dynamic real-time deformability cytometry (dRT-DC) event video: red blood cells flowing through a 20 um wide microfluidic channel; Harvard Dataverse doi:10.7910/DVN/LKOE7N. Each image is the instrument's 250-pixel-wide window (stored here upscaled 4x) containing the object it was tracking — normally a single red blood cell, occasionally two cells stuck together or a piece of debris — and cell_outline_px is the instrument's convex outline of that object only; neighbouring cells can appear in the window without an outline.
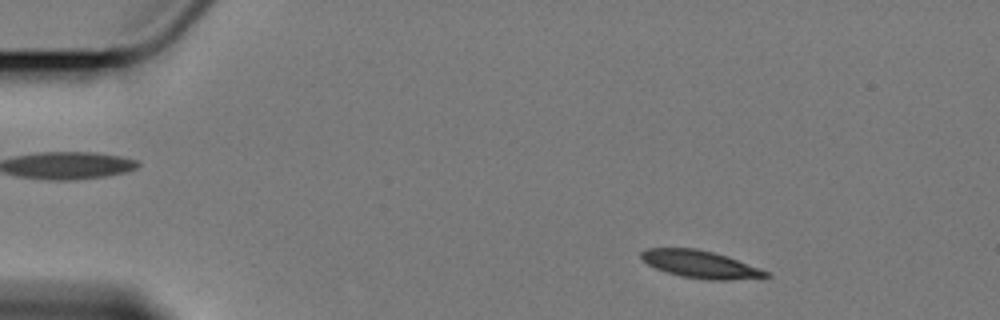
{"species": "Egyptian fruit bat (a non-hibernating species)", "species_latin": "Rousettus aegyptiacus", "temperature_condition": "cold", "stored_images_in_passage": 4, "camera_frame_rate_fps": 3000, "um_per_image_px": 0.085, "animal": {"sex": "female"}, "frame": {"image": 1, "passage_image": 2, "time_ms": 1.0, "image_size_px": [1000, 320], "cell_outline_px": [[772, 276], [728, 280], [708, 280], [684, 276], [668, 272], [656, 268], [648, 264], [640, 256], [640, 252], [648, 248], [696, 248], [728, 256], [772, 272]], "centroid_in_image_um": [59.59, 22.46], "position_along_channel_um": 25.4, "area_um2": 19.88}}